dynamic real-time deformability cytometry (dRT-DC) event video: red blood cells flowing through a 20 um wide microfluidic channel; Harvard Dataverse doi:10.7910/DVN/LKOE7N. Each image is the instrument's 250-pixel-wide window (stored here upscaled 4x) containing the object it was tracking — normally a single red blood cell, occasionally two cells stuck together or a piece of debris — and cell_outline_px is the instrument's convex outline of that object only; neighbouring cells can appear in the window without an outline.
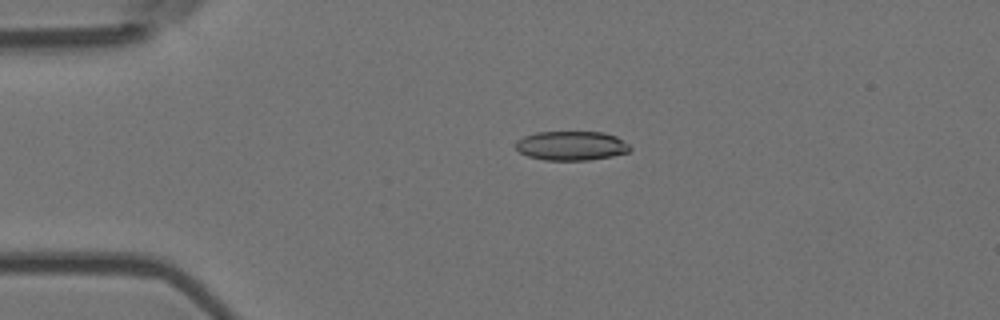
{"species": "Egyptian fruit bat (a non-hibernating species)", "species_latin": "Rousettus aegyptiacus", "temperature_condition": "room temperature", "stored_images_in_passage": 4, "camera_frame_rate_fps": 3000, "um_per_image_px": 0.085, "animal": {"sex": "female"}, "frame": {"image": 1, "passage_image": 3, "time_ms": 0.667, "image_size_px": [1000, 320], "cell_outline_px": [[632, 148], [628, 152], [612, 156], [588, 160], [544, 160], [528, 156], [520, 152], [516, 148], [516, 140], [524, 136], [536, 132], [604, 132], [616, 136], [628, 144]], "centroid_in_image_um": [48.56, 12.38], "position_along_channel_um": 36.4, "area_um2": 19.48}}